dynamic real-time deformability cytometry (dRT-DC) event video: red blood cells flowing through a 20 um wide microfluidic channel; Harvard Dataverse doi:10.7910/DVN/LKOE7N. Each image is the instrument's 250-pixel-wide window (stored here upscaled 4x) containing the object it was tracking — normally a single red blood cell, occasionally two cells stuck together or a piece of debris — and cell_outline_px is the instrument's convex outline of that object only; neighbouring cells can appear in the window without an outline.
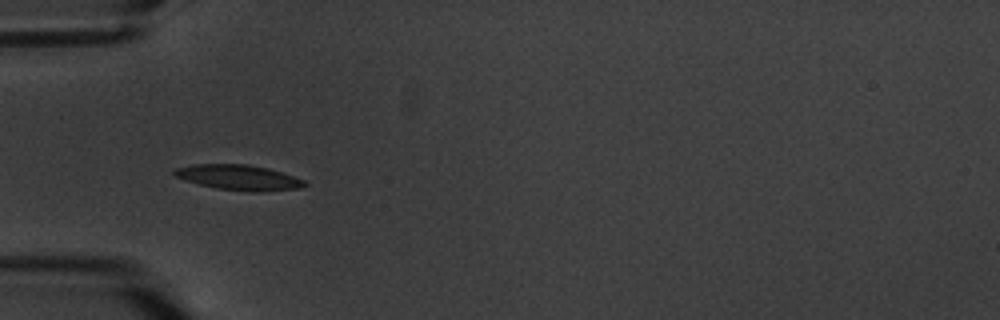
{"species": "common noctule bat (a hibernating species)", "species_latin": "Nyctalus noctula", "temperature_condition": "warm", "stored_images_in_passage": 7, "camera_frame_rate_fps": 3000, "um_per_image_px": 0.085, "animal": {"sex": "male", "body_mass_g": 20.1, "forearm_length_mm": 53.5}, "frame": {"image": 1, "passage_image": 6, "time_ms": 6.667, "image_size_px": [1000, 320], "cell_outline_px": [[308, 184], [300, 188], [260, 192], [252, 192], [216, 188], [184, 180], [176, 176], [172, 172], [176, 168], [192, 164], [248, 164], [268, 168], [304, 180]], "centroid_in_image_um": [20.29, 15.08], "position_along_channel_um": 64.7, "area_um2": 19.07}}